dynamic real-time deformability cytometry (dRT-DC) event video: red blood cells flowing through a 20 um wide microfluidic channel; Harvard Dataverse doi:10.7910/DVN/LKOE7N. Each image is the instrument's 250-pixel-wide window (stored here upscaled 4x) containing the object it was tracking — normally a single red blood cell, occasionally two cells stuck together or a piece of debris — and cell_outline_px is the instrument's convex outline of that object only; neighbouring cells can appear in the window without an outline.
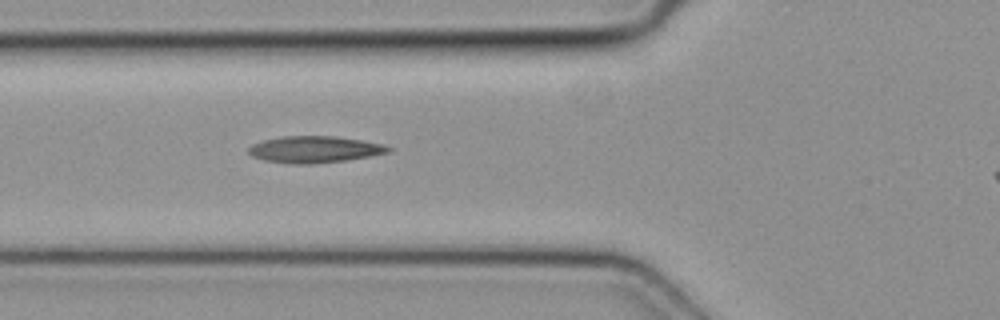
{"species": "common noctule bat (a hibernating species)", "species_latin": "Nyctalus noctula", "temperature_condition": "cold", "stored_images_in_passage": 3, "camera_frame_rate_fps": 3000, "um_per_image_px": 0.085, "animal": {"sex": "female", "body_mass_g": 19.3, "forearm_length_mm": 54.1}, "frame": {"image": 1, "passage_image": 2, "time_ms": 0.333, "image_size_px": [1000, 320], "cell_outline_px": [[392, 152], [344, 160], [308, 164], [292, 164], [264, 160], [252, 156], [248, 152], [248, 148], [252, 144], [264, 140], [284, 136], [336, 136], [360, 140], [380, 144], [392, 148]], "centroid_in_image_um": [26.71, 12.7], "position_along_channel_um": 99.1, "area_um2": 21.44}}